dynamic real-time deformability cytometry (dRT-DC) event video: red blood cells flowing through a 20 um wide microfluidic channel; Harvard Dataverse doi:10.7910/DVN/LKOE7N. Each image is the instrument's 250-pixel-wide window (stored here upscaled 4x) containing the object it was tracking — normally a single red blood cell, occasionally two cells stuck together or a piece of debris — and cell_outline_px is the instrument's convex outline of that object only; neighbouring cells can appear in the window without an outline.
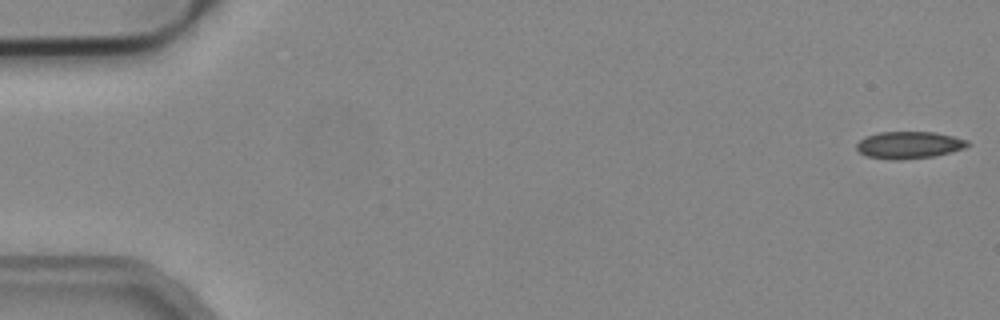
{"species": "common noctule bat (a hibernating species)", "species_latin": "Nyctalus noctula", "temperature_condition": "cold", "stored_images_in_passage": 8, "camera_frame_rate_fps": 3000, "um_per_image_px": 0.085, "animal": {"sex": "male", "body_mass_g": 19.2, "forearm_length_mm": 51.8}, "frame": {"image": 1, "passage_image": 1, "time_ms": 0.0, "image_size_px": [1000, 320], "cell_outline_px": [[972, 144], [964, 148], [952, 152], [932, 156], [900, 160], [888, 160], [868, 156], [860, 152], [856, 148], [856, 144], [864, 136], [876, 132], [936, 132], [968, 140]], "centroid_in_image_um": [77.26, 12.32], "position_along_channel_um": 7.7, "area_um2": 17.69}}